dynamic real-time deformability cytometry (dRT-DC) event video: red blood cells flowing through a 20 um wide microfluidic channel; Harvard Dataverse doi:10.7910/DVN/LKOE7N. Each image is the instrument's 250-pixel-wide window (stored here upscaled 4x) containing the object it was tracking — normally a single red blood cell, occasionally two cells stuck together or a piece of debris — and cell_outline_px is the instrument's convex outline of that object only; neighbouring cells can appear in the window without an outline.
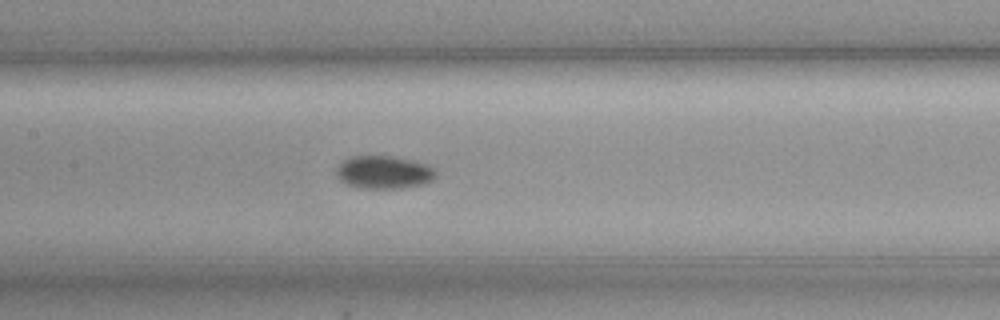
{"species": "common noctule bat (a hibernating species)", "species_latin": "Nyctalus noctula", "temperature_condition": "cold", "stored_images_in_passage": 42, "camera_frame_rate_fps": 3000, "um_per_image_px": 0.085, "animal": {"sex": "female", "body_mass_g": 19.3, "forearm_length_mm": 54.1}, "frame": {"image": 1, "passage_image": 19, "time_ms": 6.0, "image_size_px": [1000, 320], "cell_outline_px": [[436, 176], [432, 180], [420, 184], [396, 188], [364, 188], [348, 184], [340, 180], [336, 176], [336, 168], [348, 156], [392, 156], [412, 160], [424, 164], [432, 168], [436, 172]], "centroid_in_image_um": [32.58, 14.63], "position_along_channel_um": 174.8, "area_um2": 18.79}}
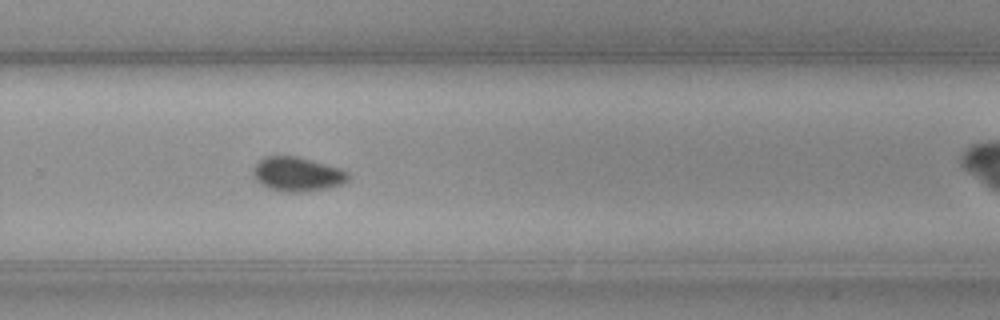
{"frame": {"image": 2, "passage_image": 30, "time_ms": 9.667, "image_size_px": [1000, 320], "cell_outline_px": [[348, 180], [332, 188], [304, 192], [280, 192], [268, 188], [260, 184], [256, 180], [256, 164], [264, 156], [296, 156], [340, 168], [348, 172]], "centroid_in_image_um": [25.3, 14.83], "position_along_channel_um": 304.5, "area_um2": 18.84}, "authors_computed_cell_mechanics": {"area_um2": 18.4093, "velocity_mm_per_s": 3.557, "shape_relaxation_time_tau1_ms": 6.2864, "shape_relaxation_time_tau2_ms": null, "deformation_change_tau1": 0.0847, "deformation_change_tau2": null}}